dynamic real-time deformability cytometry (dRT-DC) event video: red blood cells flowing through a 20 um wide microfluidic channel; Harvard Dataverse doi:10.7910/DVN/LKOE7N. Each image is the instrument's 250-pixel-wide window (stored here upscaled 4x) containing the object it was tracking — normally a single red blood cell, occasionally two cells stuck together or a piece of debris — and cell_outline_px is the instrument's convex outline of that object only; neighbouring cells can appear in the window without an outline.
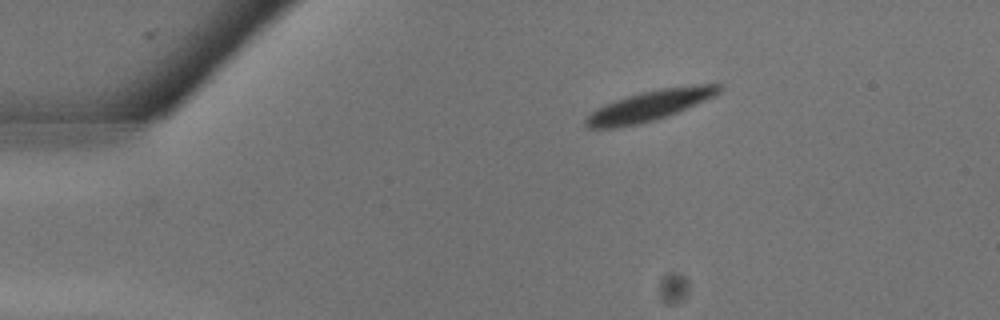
{"species": "common noctule bat (a hibernating species)", "species_latin": "Nyctalus noctula", "temperature_condition": "warm", "stored_images_in_passage": 10, "camera_frame_rate_fps": 3000, "um_per_image_px": 0.085, "animal": {"sex": "male", "body_mass_g": 13.3}, "frame": {"image": 1, "passage_image": 1, "time_ms": 0.0, "image_size_px": [1000, 320], "cell_outline_px": [[720, 92], [712, 96], [676, 112], [640, 124], [616, 128], [588, 128], [584, 124], [584, 120], [596, 108], [604, 104], [628, 96], [660, 88], [700, 84], [720, 84]], "centroid_in_image_um": [55.14, 8.99], "position_along_channel_um": 29.9, "area_um2": 22.95}}
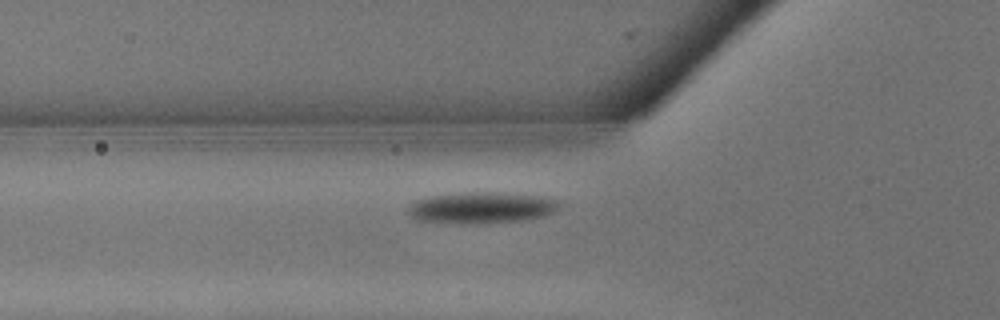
{"frame": {"image": 2, "passage_image": 6, "time_ms": 1.667, "image_size_px": [1000, 320], "cell_outline_px": [[560, 208], [556, 212], [544, 216], [524, 220], [476, 224], [460, 224], [416, 220], [408, 212], [408, 208], [416, 200], [428, 196], [460, 192], [504, 192], [552, 196], [560, 200]], "centroid_in_image_um": [41.03, 17.64], "position_along_channel_um": 84.8, "area_um2": 28.5}}
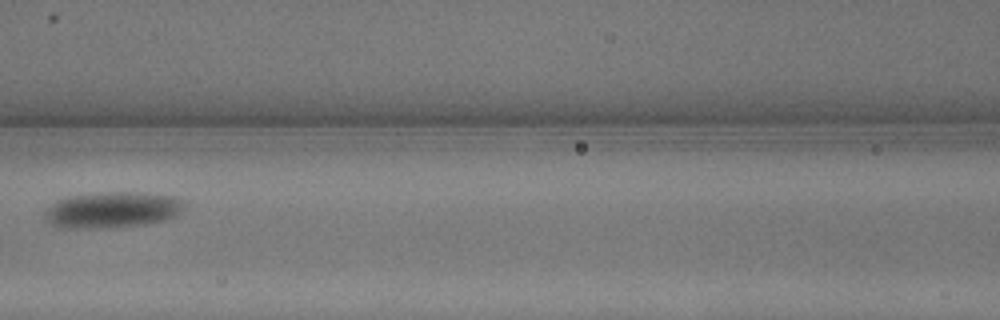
{"frame": {"image": 3, "passage_image": 9, "time_ms": 2.667, "image_size_px": [1000, 320], "cell_outline_px": [[184, 208], [176, 216], [164, 220], [144, 224], [100, 228], [68, 228], [48, 224], [44, 220], [44, 212], [56, 200], [68, 196], [100, 192], [144, 192], [176, 196], [184, 200]], "centroid_in_image_um": [9.54, 17.82], "position_along_channel_um": 157.1, "area_um2": 29.65}}